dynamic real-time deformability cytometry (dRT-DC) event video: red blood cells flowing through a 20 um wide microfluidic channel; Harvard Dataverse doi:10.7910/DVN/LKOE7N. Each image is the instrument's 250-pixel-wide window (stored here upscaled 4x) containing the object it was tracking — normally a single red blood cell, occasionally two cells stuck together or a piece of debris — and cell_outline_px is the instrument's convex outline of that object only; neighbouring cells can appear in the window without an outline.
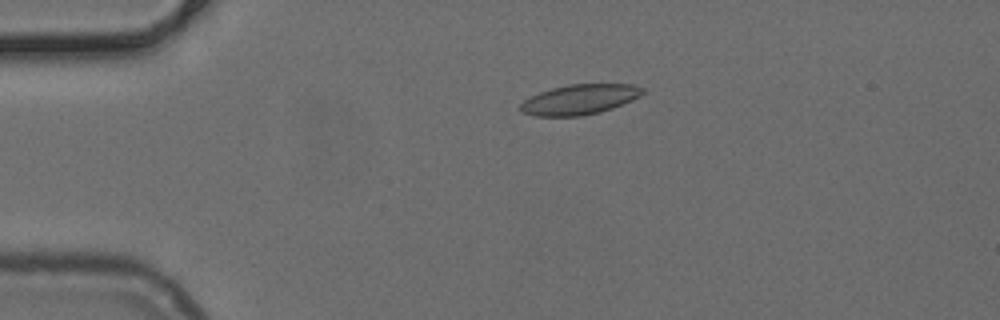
{"species": "common noctule bat (a hibernating species)", "species_latin": "Nyctalus noctula", "temperature_condition": "cold", "stored_images_in_passage": 35, "camera_frame_rate_fps": 3000, "um_per_image_px": 0.085, "animal": {"sex": "female", "body_mass_g": 24.6, "forearm_length_mm": 56.2}, "frame": {"image": 1, "passage_image": 2, "time_ms": 0.333, "image_size_px": [1000, 320], "cell_outline_px": [[644, 92], [640, 96], [632, 100], [612, 108], [600, 112], [584, 116], [536, 116], [520, 112], [520, 104], [524, 100], [540, 92], [552, 88], [568, 84], [636, 84], [644, 88]], "centroid_in_image_um": [49.28, 8.45], "position_along_channel_um": 35.7, "area_um2": 21.5}}
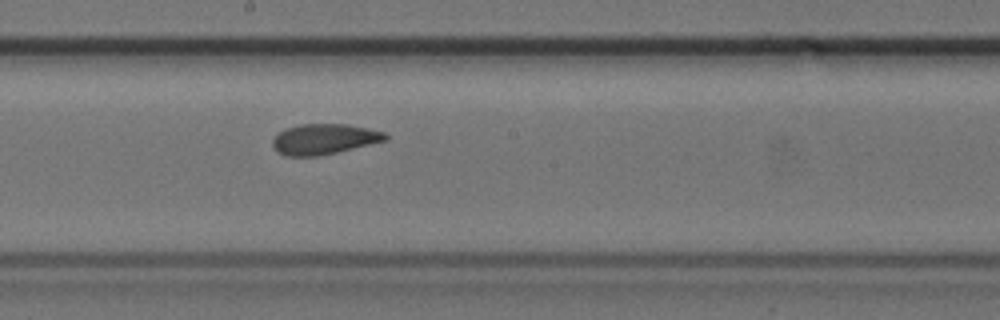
{"frame": {"image": 2, "passage_image": 19, "time_ms": 6.0, "image_size_px": [1000, 320], "cell_outline_px": [[388, 140], [336, 152], [316, 156], [284, 156], [272, 144], [272, 140], [280, 132], [288, 128], [300, 124], [348, 124], [368, 128], [384, 132], [388, 136]], "centroid_in_image_um": [27.58, 11.82], "position_along_channel_um": 220.6, "area_um2": 19.77}}
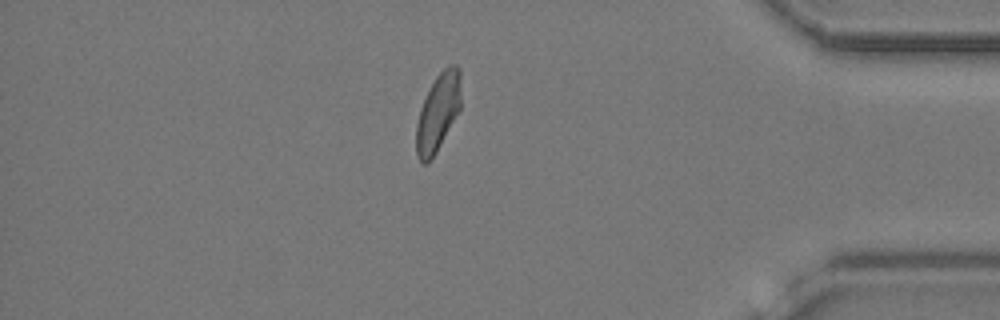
{"frame": {"image": 3, "passage_image": 35, "time_ms": 11.333, "image_size_px": [1000, 320], "cell_outline_px": [[460, 108], [436, 152], [428, 164], [424, 164], [416, 156], [416, 124], [420, 108], [436, 76], [448, 64], [456, 64], [460, 68]], "centroid_in_image_um": [37.22, 9.55], "position_along_channel_um": 398.0, "area_um2": 20.0}}